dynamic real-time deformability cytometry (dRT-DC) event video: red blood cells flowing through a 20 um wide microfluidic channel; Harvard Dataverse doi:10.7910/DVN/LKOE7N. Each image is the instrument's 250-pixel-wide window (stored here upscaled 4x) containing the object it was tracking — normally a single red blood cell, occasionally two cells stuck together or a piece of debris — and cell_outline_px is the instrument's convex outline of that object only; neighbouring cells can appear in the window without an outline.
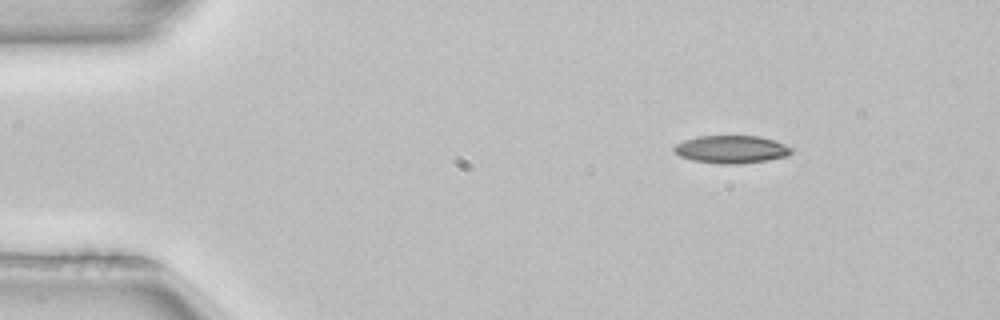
{"species": "common noctule bat (a hibernating species)", "species_latin": "Nyctalus noctula", "temperature_condition": "room temperature", "stored_images_in_passage": 3, "camera_frame_rate_fps": 3000, "um_per_image_px": 0.085, "animal": {"sex": "female", "body_mass_g": 22.7, "forearm_length_mm": 54.2}, "frame": {"image": 1, "passage_image": 1, "time_ms": 0.0, "image_size_px": [1000, 320], "cell_outline_px": [[792, 152], [788, 156], [768, 160], [740, 164], [720, 164], [692, 160], [680, 156], [672, 152], [672, 148], [676, 144], [684, 140], [696, 136], [760, 136], [784, 144], [792, 148]], "centroid_in_image_um": [62.13, 12.7], "position_along_channel_um": 22.9, "area_um2": 19.13}}
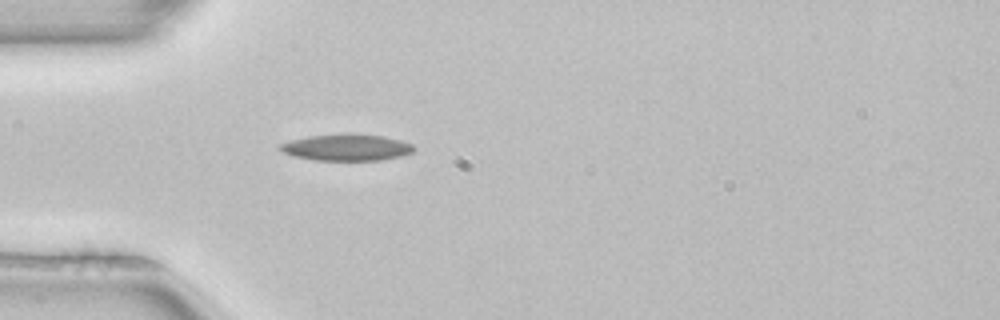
{"frame": {"image": 2, "passage_image": 3, "time_ms": 0.667, "image_size_px": [1000, 320], "cell_outline_px": [[416, 148], [412, 152], [400, 156], [380, 160], [312, 160], [292, 156], [276, 148], [280, 144], [292, 140], [308, 136], [348, 132], [384, 136], [400, 140], [412, 144]], "centroid_in_image_um": [29.44, 12.51], "position_along_channel_um": 55.6, "area_um2": 20.98}}